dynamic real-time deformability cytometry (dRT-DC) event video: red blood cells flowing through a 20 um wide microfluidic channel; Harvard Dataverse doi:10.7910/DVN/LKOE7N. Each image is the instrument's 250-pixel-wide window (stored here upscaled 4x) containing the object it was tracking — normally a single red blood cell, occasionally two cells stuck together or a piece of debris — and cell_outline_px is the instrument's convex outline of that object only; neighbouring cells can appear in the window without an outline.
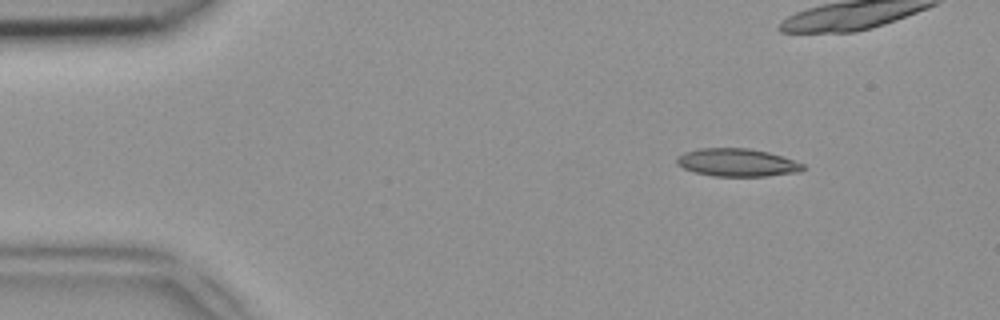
{"species": "common noctule bat (a hibernating species)", "species_latin": "Nyctalus noctula", "temperature_condition": "room temperature", "stored_images_in_passage": 14, "camera_frame_rate_fps": 3000, "um_per_image_px": 0.085, "animal": {"sex": "female", "body_mass_g": 18.4}, "frame": {"image": 1, "passage_image": 7, "time_ms": 2.0, "image_size_px": [1000, 320], "cell_outline_px": [[804, 168], [800, 172], [768, 176], [712, 176], [696, 172], [684, 168], [676, 164], [676, 156], [684, 152], [700, 148], [748, 148], [768, 152], [804, 164]], "centroid_in_image_um": [62.63, 13.81], "position_along_channel_um": 22.4, "area_um2": 20.46}}